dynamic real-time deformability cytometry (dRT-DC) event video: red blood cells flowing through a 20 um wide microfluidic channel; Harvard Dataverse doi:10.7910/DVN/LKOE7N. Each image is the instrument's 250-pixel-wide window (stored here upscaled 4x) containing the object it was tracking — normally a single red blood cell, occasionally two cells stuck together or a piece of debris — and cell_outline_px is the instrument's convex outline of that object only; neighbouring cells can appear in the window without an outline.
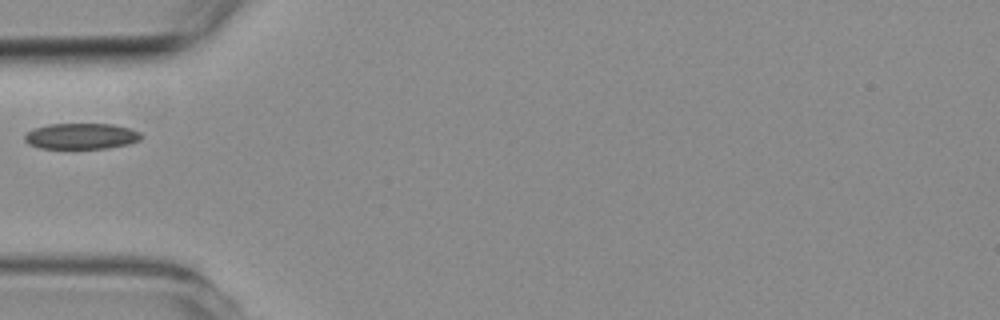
{"species": "common noctule bat (a hibernating species)", "species_latin": "Nyctalus noctula", "temperature_condition": "room temperature", "stored_images_in_passage": 2, "camera_frame_rate_fps": 3000, "um_per_image_px": 0.085, "animal": {"sex": "female", "body_mass_g": 19.3, "forearm_length_mm": 54.1}, "frame": {"image": 1, "passage_image": 1, "time_ms": 0.0, "image_size_px": [1000, 320], "cell_outline_px": [[144, 136], [140, 140], [128, 144], [108, 148], [40, 148], [28, 144], [24, 140], [24, 136], [28, 132], [36, 128], [48, 124], [112, 124], [128, 128], [140, 132]], "centroid_in_image_um": [6.92, 11.57], "position_along_channel_um": 78.1, "area_um2": 17.51}}
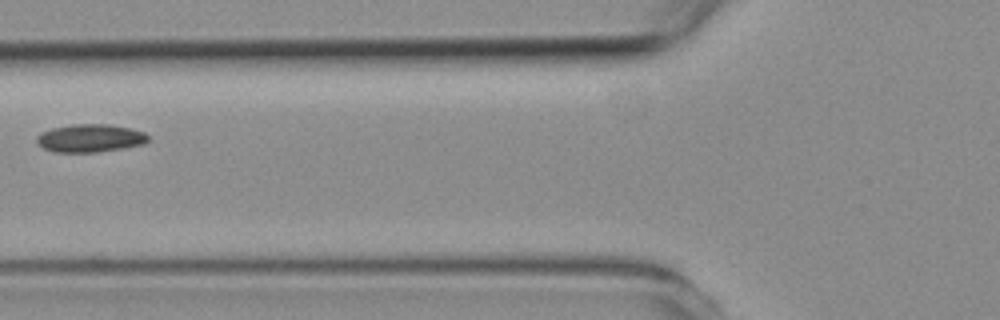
{"frame": {"image": 2, "passage_image": 2, "time_ms": 1.0, "image_size_px": [1000, 320], "cell_outline_px": [[148, 140], [144, 144], [124, 148], [96, 152], [56, 152], [44, 148], [36, 144], [36, 136], [52, 128], [72, 124], [108, 124], [128, 128], [144, 132], [148, 136]], "centroid_in_image_um": [7.65, 11.75], "position_along_channel_um": 118.2, "area_um2": 18.09}}